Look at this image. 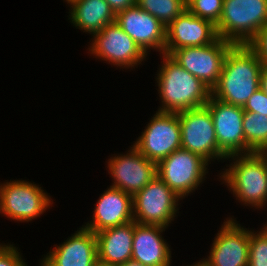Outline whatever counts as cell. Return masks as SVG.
<instances>
[{
	"label": "cell",
	"mask_w": 267,
	"mask_h": 266,
	"mask_svg": "<svg viewBox=\"0 0 267 266\" xmlns=\"http://www.w3.org/2000/svg\"><path fill=\"white\" fill-rule=\"evenodd\" d=\"M178 117L181 148L200 155L210 164L214 159L217 161L227 159L218 149L215 127L206 106L179 112Z\"/></svg>",
	"instance_id": "obj_8"
},
{
	"label": "cell",
	"mask_w": 267,
	"mask_h": 266,
	"mask_svg": "<svg viewBox=\"0 0 267 266\" xmlns=\"http://www.w3.org/2000/svg\"><path fill=\"white\" fill-rule=\"evenodd\" d=\"M229 168L219 176L244 206L258 210L267 204V153L235 154ZM260 208V209H259Z\"/></svg>",
	"instance_id": "obj_3"
},
{
	"label": "cell",
	"mask_w": 267,
	"mask_h": 266,
	"mask_svg": "<svg viewBox=\"0 0 267 266\" xmlns=\"http://www.w3.org/2000/svg\"><path fill=\"white\" fill-rule=\"evenodd\" d=\"M247 266H267V231L264 228L256 233L250 230Z\"/></svg>",
	"instance_id": "obj_25"
},
{
	"label": "cell",
	"mask_w": 267,
	"mask_h": 266,
	"mask_svg": "<svg viewBox=\"0 0 267 266\" xmlns=\"http://www.w3.org/2000/svg\"><path fill=\"white\" fill-rule=\"evenodd\" d=\"M224 0H186L187 9L195 16L207 19L215 25L220 20Z\"/></svg>",
	"instance_id": "obj_24"
},
{
	"label": "cell",
	"mask_w": 267,
	"mask_h": 266,
	"mask_svg": "<svg viewBox=\"0 0 267 266\" xmlns=\"http://www.w3.org/2000/svg\"><path fill=\"white\" fill-rule=\"evenodd\" d=\"M188 266V265H187ZM189 266H208L203 260L197 261V263H193L192 265Z\"/></svg>",
	"instance_id": "obj_32"
},
{
	"label": "cell",
	"mask_w": 267,
	"mask_h": 266,
	"mask_svg": "<svg viewBox=\"0 0 267 266\" xmlns=\"http://www.w3.org/2000/svg\"><path fill=\"white\" fill-rule=\"evenodd\" d=\"M52 204L49 194L34 182L10 179V182L0 184V213L9 219L32 221Z\"/></svg>",
	"instance_id": "obj_6"
},
{
	"label": "cell",
	"mask_w": 267,
	"mask_h": 266,
	"mask_svg": "<svg viewBox=\"0 0 267 266\" xmlns=\"http://www.w3.org/2000/svg\"><path fill=\"white\" fill-rule=\"evenodd\" d=\"M267 25V0H224L216 24L219 38L247 45Z\"/></svg>",
	"instance_id": "obj_4"
},
{
	"label": "cell",
	"mask_w": 267,
	"mask_h": 266,
	"mask_svg": "<svg viewBox=\"0 0 267 266\" xmlns=\"http://www.w3.org/2000/svg\"><path fill=\"white\" fill-rule=\"evenodd\" d=\"M263 63L256 53L244 44L233 45L227 52L212 96L222 102L244 107L260 88Z\"/></svg>",
	"instance_id": "obj_1"
},
{
	"label": "cell",
	"mask_w": 267,
	"mask_h": 266,
	"mask_svg": "<svg viewBox=\"0 0 267 266\" xmlns=\"http://www.w3.org/2000/svg\"><path fill=\"white\" fill-rule=\"evenodd\" d=\"M13 244H0V266H27Z\"/></svg>",
	"instance_id": "obj_26"
},
{
	"label": "cell",
	"mask_w": 267,
	"mask_h": 266,
	"mask_svg": "<svg viewBox=\"0 0 267 266\" xmlns=\"http://www.w3.org/2000/svg\"><path fill=\"white\" fill-rule=\"evenodd\" d=\"M120 266H145V265L141 264L138 261L130 259V260H128L127 262H125L124 264H122Z\"/></svg>",
	"instance_id": "obj_31"
},
{
	"label": "cell",
	"mask_w": 267,
	"mask_h": 266,
	"mask_svg": "<svg viewBox=\"0 0 267 266\" xmlns=\"http://www.w3.org/2000/svg\"><path fill=\"white\" fill-rule=\"evenodd\" d=\"M115 22L146 53L150 49L164 54L166 28L153 15L142 10L137 4L116 14Z\"/></svg>",
	"instance_id": "obj_16"
},
{
	"label": "cell",
	"mask_w": 267,
	"mask_h": 266,
	"mask_svg": "<svg viewBox=\"0 0 267 266\" xmlns=\"http://www.w3.org/2000/svg\"><path fill=\"white\" fill-rule=\"evenodd\" d=\"M260 89L267 94V66H263L260 74Z\"/></svg>",
	"instance_id": "obj_30"
},
{
	"label": "cell",
	"mask_w": 267,
	"mask_h": 266,
	"mask_svg": "<svg viewBox=\"0 0 267 266\" xmlns=\"http://www.w3.org/2000/svg\"><path fill=\"white\" fill-rule=\"evenodd\" d=\"M179 197L156 176L133 196V217L137 224L168 227L178 216Z\"/></svg>",
	"instance_id": "obj_7"
},
{
	"label": "cell",
	"mask_w": 267,
	"mask_h": 266,
	"mask_svg": "<svg viewBox=\"0 0 267 266\" xmlns=\"http://www.w3.org/2000/svg\"><path fill=\"white\" fill-rule=\"evenodd\" d=\"M70 6V22L89 34L101 31L115 21V14L105 0H65Z\"/></svg>",
	"instance_id": "obj_21"
},
{
	"label": "cell",
	"mask_w": 267,
	"mask_h": 266,
	"mask_svg": "<svg viewBox=\"0 0 267 266\" xmlns=\"http://www.w3.org/2000/svg\"><path fill=\"white\" fill-rule=\"evenodd\" d=\"M263 228L267 231V222L263 225Z\"/></svg>",
	"instance_id": "obj_34"
},
{
	"label": "cell",
	"mask_w": 267,
	"mask_h": 266,
	"mask_svg": "<svg viewBox=\"0 0 267 266\" xmlns=\"http://www.w3.org/2000/svg\"><path fill=\"white\" fill-rule=\"evenodd\" d=\"M95 234L99 261L120 266L132 258L134 221Z\"/></svg>",
	"instance_id": "obj_20"
},
{
	"label": "cell",
	"mask_w": 267,
	"mask_h": 266,
	"mask_svg": "<svg viewBox=\"0 0 267 266\" xmlns=\"http://www.w3.org/2000/svg\"><path fill=\"white\" fill-rule=\"evenodd\" d=\"M243 110L267 116V94L259 88L247 100Z\"/></svg>",
	"instance_id": "obj_27"
},
{
	"label": "cell",
	"mask_w": 267,
	"mask_h": 266,
	"mask_svg": "<svg viewBox=\"0 0 267 266\" xmlns=\"http://www.w3.org/2000/svg\"><path fill=\"white\" fill-rule=\"evenodd\" d=\"M205 106L211 113L218 149L226 157L249 153L243 132V107L222 102L212 95Z\"/></svg>",
	"instance_id": "obj_12"
},
{
	"label": "cell",
	"mask_w": 267,
	"mask_h": 266,
	"mask_svg": "<svg viewBox=\"0 0 267 266\" xmlns=\"http://www.w3.org/2000/svg\"><path fill=\"white\" fill-rule=\"evenodd\" d=\"M93 212L92 220L82 225L93 233L127 224L134 221L133 196L110 186L97 200Z\"/></svg>",
	"instance_id": "obj_18"
},
{
	"label": "cell",
	"mask_w": 267,
	"mask_h": 266,
	"mask_svg": "<svg viewBox=\"0 0 267 266\" xmlns=\"http://www.w3.org/2000/svg\"><path fill=\"white\" fill-rule=\"evenodd\" d=\"M105 1L109 4L111 10L114 12L115 15L136 4V0H105Z\"/></svg>",
	"instance_id": "obj_29"
},
{
	"label": "cell",
	"mask_w": 267,
	"mask_h": 266,
	"mask_svg": "<svg viewBox=\"0 0 267 266\" xmlns=\"http://www.w3.org/2000/svg\"><path fill=\"white\" fill-rule=\"evenodd\" d=\"M127 154L108 159V173L113 178L112 187L134 196L157 176V163L148 160L132 145Z\"/></svg>",
	"instance_id": "obj_13"
},
{
	"label": "cell",
	"mask_w": 267,
	"mask_h": 266,
	"mask_svg": "<svg viewBox=\"0 0 267 266\" xmlns=\"http://www.w3.org/2000/svg\"><path fill=\"white\" fill-rule=\"evenodd\" d=\"M94 266H115V265L107 264L98 260Z\"/></svg>",
	"instance_id": "obj_33"
},
{
	"label": "cell",
	"mask_w": 267,
	"mask_h": 266,
	"mask_svg": "<svg viewBox=\"0 0 267 266\" xmlns=\"http://www.w3.org/2000/svg\"><path fill=\"white\" fill-rule=\"evenodd\" d=\"M136 4L156 17L165 28L187 9L186 0H136Z\"/></svg>",
	"instance_id": "obj_23"
},
{
	"label": "cell",
	"mask_w": 267,
	"mask_h": 266,
	"mask_svg": "<svg viewBox=\"0 0 267 266\" xmlns=\"http://www.w3.org/2000/svg\"><path fill=\"white\" fill-rule=\"evenodd\" d=\"M249 239L250 230L228 217L214 237L208 258L202 260L208 266H247Z\"/></svg>",
	"instance_id": "obj_14"
},
{
	"label": "cell",
	"mask_w": 267,
	"mask_h": 266,
	"mask_svg": "<svg viewBox=\"0 0 267 266\" xmlns=\"http://www.w3.org/2000/svg\"><path fill=\"white\" fill-rule=\"evenodd\" d=\"M133 145L148 160L160 162L181 148L178 113L156 111Z\"/></svg>",
	"instance_id": "obj_10"
},
{
	"label": "cell",
	"mask_w": 267,
	"mask_h": 266,
	"mask_svg": "<svg viewBox=\"0 0 267 266\" xmlns=\"http://www.w3.org/2000/svg\"><path fill=\"white\" fill-rule=\"evenodd\" d=\"M267 66V25L247 44Z\"/></svg>",
	"instance_id": "obj_28"
},
{
	"label": "cell",
	"mask_w": 267,
	"mask_h": 266,
	"mask_svg": "<svg viewBox=\"0 0 267 266\" xmlns=\"http://www.w3.org/2000/svg\"><path fill=\"white\" fill-rule=\"evenodd\" d=\"M89 52L96 58L121 68H134L146 61L147 54L114 21L94 33Z\"/></svg>",
	"instance_id": "obj_9"
},
{
	"label": "cell",
	"mask_w": 267,
	"mask_h": 266,
	"mask_svg": "<svg viewBox=\"0 0 267 266\" xmlns=\"http://www.w3.org/2000/svg\"><path fill=\"white\" fill-rule=\"evenodd\" d=\"M41 260V266H94L98 261L96 234L79 228Z\"/></svg>",
	"instance_id": "obj_17"
},
{
	"label": "cell",
	"mask_w": 267,
	"mask_h": 266,
	"mask_svg": "<svg viewBox=\"0 0 267 266\" xmlns=\"http://www.w3.org/2000/svg\"><path fill=\"white\" fill-rule=\"evenodd\" d=\"M219 38L216 25L193 15L185 9L166 27V44L164 54L171 55L183 47L209 45Z\"/></svg>",
	"instance_id": "obj_15"
},
{
	"label": "cell",
	"mask_w": 267,
	"mask_h": 266,
	"mask_svg": "<svg viewBox=\"0 0 267 266\" xmlns=\"http://www.w3.org/2000/svg\"><path fill=\"white\" fill-rule=\"evenodd\" d=\"M162 57V65L156 74L162 103L158 111L179 113L204 107L212 90L181 67L170 55L162 54Z\"/></svg>",
	"instance_id": "obj_2"
},
{
	"label": "cell",
	"mask_w": 267,
	"mask_h": 266,
	"mask_svg": "<svg viewBox=\"0 0 267 266\" xmlns=\"http://www.w3.org/2000/svg\"><path fill=\"white\" fill-rule=\"evenodd\" d=\"M233 45L218 38L209 45L180 48L170 56L212 90L219 81L225 56Z\"/></svg>",
	"instance_id": "obj_11"
},
{
	"label": "cell",
	"mask_w": 267,
	"mask_h": 266,
	"mask_svg": "<svg viewBox=\"0 0 267 266\" xmlns=\"http://www.w3.org/2000/svg\"><path fill=\"white\" fill-rule=\"evenodd\" d=\"M209 164L200 155L180 148L157 163V176L182 200L204 183Z\"/></svg>",
	"instance_id": "obj_5"
},
{
	"label": "cell",
	"mask_w": 267,
	"mask_h": 266,
	"mask_svg": "<svg viewBox=\"0 0 267 266\" xmlns=\"http://www.w3.org/2000/svg\"><path fill=\"white\" fill-rule=\"evenodd\" d=\"M166 227L134 221L132 260L145 266H171V250L162 237Z\"/></svg>",
	"instance_id": "obj_19"
},
{
	"label": "cell",
	"mask_w": 267,
	"mask_h": 266,
	"mask_svg": "<svg viewBox=\"0 0 267 266\" xmlns=\"http://www.w3.org/2000/svg\"><path fill=\"white\" fill-rule=\"evenodd\" d=\"M243 132L249 153H267V116L244 111Z\"/></svg>",
	"instance_id": "obj_22"
}]
</instances>
